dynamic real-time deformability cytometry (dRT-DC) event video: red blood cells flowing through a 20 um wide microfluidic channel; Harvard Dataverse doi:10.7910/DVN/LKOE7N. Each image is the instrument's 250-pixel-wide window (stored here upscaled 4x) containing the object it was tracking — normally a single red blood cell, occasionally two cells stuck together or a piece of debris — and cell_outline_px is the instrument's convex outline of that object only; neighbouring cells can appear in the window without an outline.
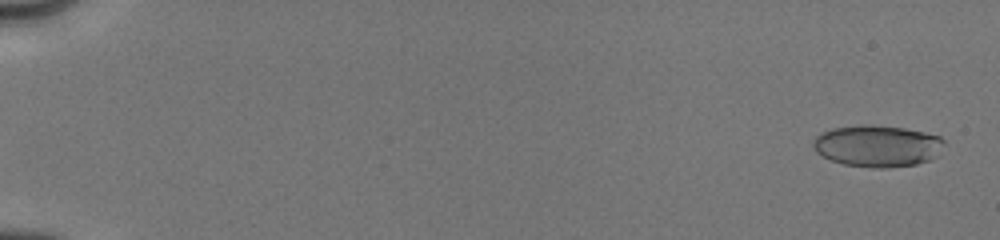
{"species": "human", "species_latin": "Homo sapiens", "temperature_condition": "cold", "stored_images_in_passage": 24, "camera_frame_rate_fps": 3000, "um_per_image_px": 0.085, "donor": {"sex": "male"}, "frame": {"image": 1, "passage_image": 1, "time_ms": 0.0, "image_size_px": [1000, 240], "cell_outline_px": [[944, 144], [936, 156], [928, 160], [916, 164], [888, 168], [872, 168], [844, 164], [832, 160], [816, 152], [812, 144], [812, 140], [820, 132], [832, 128], [864, 124], [872, 124], [904, 128], [924, 132], [940, 136], [944, 140]], "centroid_in_image_um": [74.56, 12.39], "position_along_channel_um": 10.4, "area_um2": 31.96}}
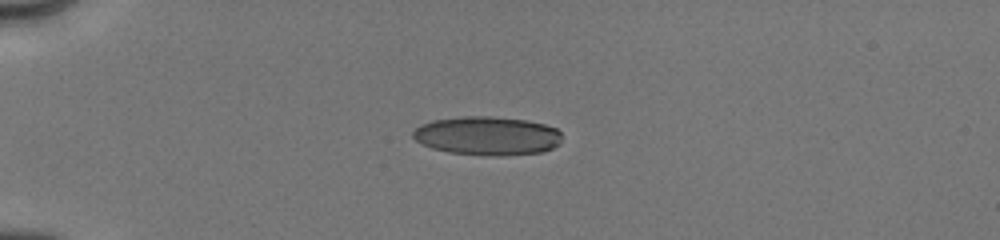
{"frame": {"image": 2, "passage_image": 19, "time_ms": 4.333, "image_size_px": [1000, 240], "cell_outline_px": [[560, 144], [544, 152], [500, 156], [492, 156], [452, 152], [432, 148], [416, 140], [412, 136], [412, 132], [420, 124], [432, 120], [460, 116], [488, 116], [528, 120], [544, 124], [556, 128], [560, 132]], "centroid_in_image_um": [41.43, 11.53], "position_along_channel_um": 43.6, "area_um2": 33.7}}
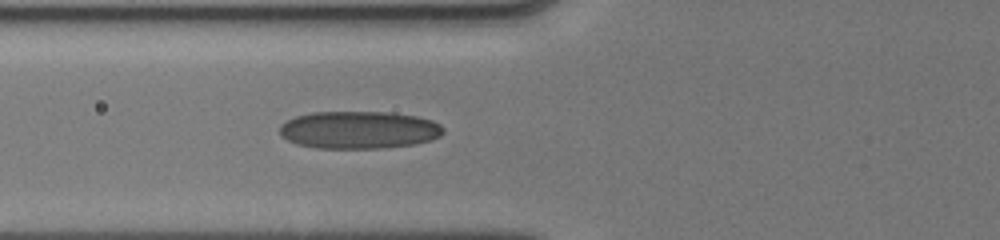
{"frame": {"image": 3, "passage_image": 24, "time_ms": 6.667, "image_size_px": [1000, 240], "cell_outline_px": [[444, 132], [440, 136], [432, 140], [412, 144], [380, 148], [316, 148], [296, 144], [280, 136], [280, 124], [296, 116], [312, 112], [392, 112], [416, 116], [432, 120], [440, 124], [444, 128]], "centroid_in_image_um": [30.51, 11.04], "position_along_channel_um": 95.3, "area_um2": 35.95}}